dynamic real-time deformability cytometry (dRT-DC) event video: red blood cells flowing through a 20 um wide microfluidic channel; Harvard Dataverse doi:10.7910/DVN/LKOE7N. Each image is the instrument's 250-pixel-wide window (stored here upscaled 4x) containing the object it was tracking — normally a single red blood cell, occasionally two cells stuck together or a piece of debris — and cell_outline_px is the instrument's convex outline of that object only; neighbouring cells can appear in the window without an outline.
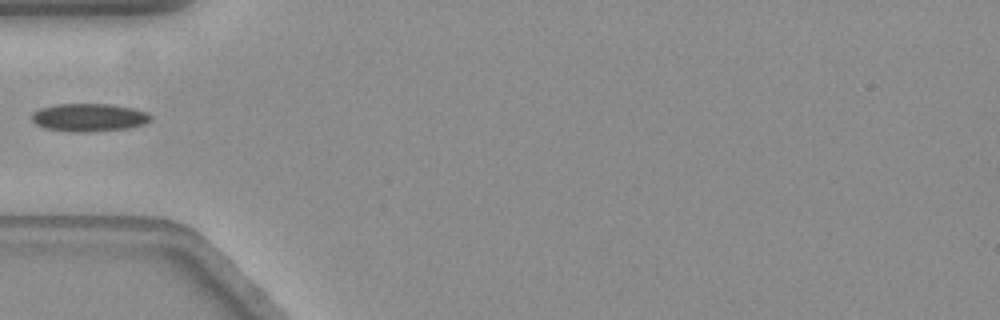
{"species": "common noctule bat (a hibernating species)", "species_latin": "Nyctalus noctula", "temperature_condition": "warm", "stored_images_in_passage": 39, "camera_frame_rate_fps": 3000, "um_per_image_px": 0.085, "animal": {"sex": "female", "body_mass_g": 19.3, "forearm_length_mm": 54.1}, "frame": {"image": 1, "passage_image": 1, "time_ms": 0.0, "image_size_px": [1000, 320], "cell_outline_px": [[152, 120], [144, 124], [128, 128], [92, 132], [64, 132], [44, 128], [36, 124], [32, 120], [32, 112], [40, 108], [56, 104], [112, 104], [132, 108], [148, 112], [152, 116]], "centroid_in_image_um": [7.56, 9.99], "position_along_channel_um": 77.4, "area_um2": 19.71}}